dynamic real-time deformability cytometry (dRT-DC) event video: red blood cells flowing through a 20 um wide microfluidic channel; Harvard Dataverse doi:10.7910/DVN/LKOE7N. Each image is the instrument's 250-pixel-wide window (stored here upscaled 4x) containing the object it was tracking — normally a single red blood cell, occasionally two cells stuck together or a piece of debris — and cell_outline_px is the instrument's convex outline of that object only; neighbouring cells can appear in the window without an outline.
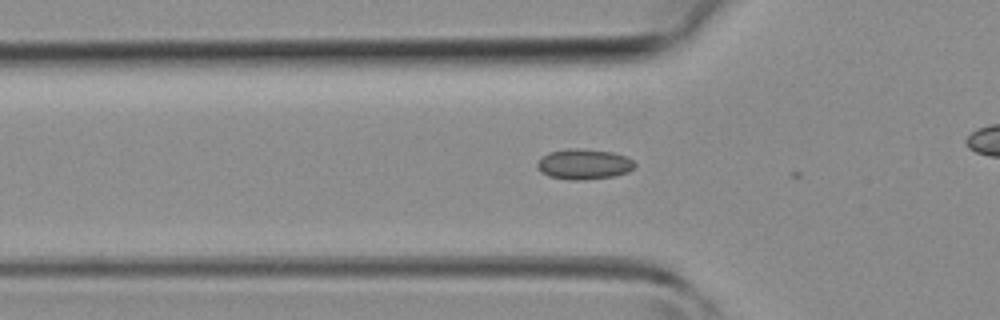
{"species": "common noctule bat (a hibernating species)", "species_latin": "Nyctalus noctula", "temperature_condition": "room temperature", "stored_images_in_passage": 11, "camera_frame_rate_fps": 3000, "um_per_image_px": 0.085, "animal": {"sex": "female", "body_mass_g": 19.3, "forearm_length_mm": 54.1}, "frame": {"image": 1, "passage_image": 5, "time_ms": 1.333, "image_size_px": [1000, 320], "cell_outline_px": [[636, 164], [628, 172], [612, 176], [584, 180], [572, 180], [548, 176], [540, 172], [536, 168], [536, 164], [548, 152], [568, 148], [576, 148], [612, 152], [624, 156], [632, 160]], "centroid_in_image_um": [49.59, 13.96], "position_along_channel_um": 76.2, "area_um2": 17.17}}
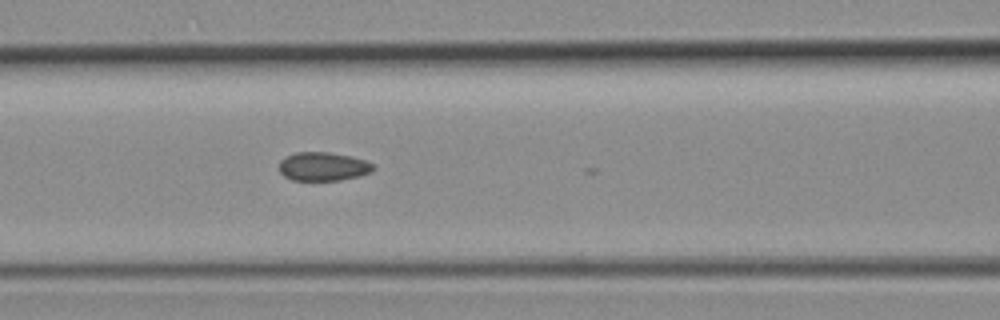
{"frame": {"image": 2, "passage_image": 9, "time_ms": 2.667, "image_size_px": [1000, 320], "cell_outline_px": [[376, 168], [372, 172], [360, 176], [340, 180], [292, 180], [284, 176], [280, 172], [280, 160], [296, 152], [328, 152], [352, 156], [364, 160], [372, 164]], "centroid_in_image_um": [27.49, 14.15], "position_along_channel_um": 139.1, "area_um2": 15.72}}